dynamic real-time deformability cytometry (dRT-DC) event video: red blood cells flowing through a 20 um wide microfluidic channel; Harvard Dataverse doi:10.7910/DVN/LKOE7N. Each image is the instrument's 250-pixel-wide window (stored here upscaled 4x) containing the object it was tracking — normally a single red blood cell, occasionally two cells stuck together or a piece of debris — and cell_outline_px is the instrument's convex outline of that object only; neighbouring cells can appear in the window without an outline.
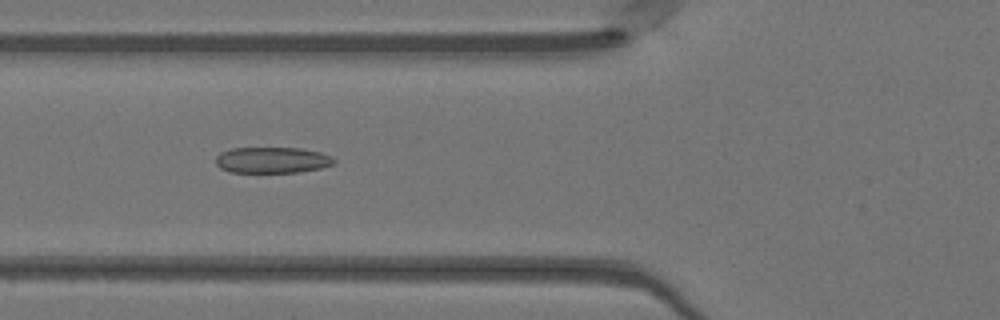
{"species": "Egyptian fruit bat (a non-hibernating species)", "species_latin": "Rousettus aegyptiacus", "temperature_condition": "warm", "stored_images_in_passage": 49, "camera_frame_rate_fps": 3000, "um_per_image_px": 0.085, "animal": {"sex": "female"}, "frame": {"image": 1, "passage_image": 19, "time_ms": 6.0, "image_size_px": [1000, 320], "cell_outline_px": [[336, 164], [320, 168], [300, 172], [228, 172], [220, 168], [216, 164], [216, 156], [220, 152], [232, 148], [300, 148], [320, 152], [332, 156], [336, 160]], "centroid_in_image_um": [23.15, 13.61], "position_along_channel_um": 102.7, "area_um2": 18.09}}
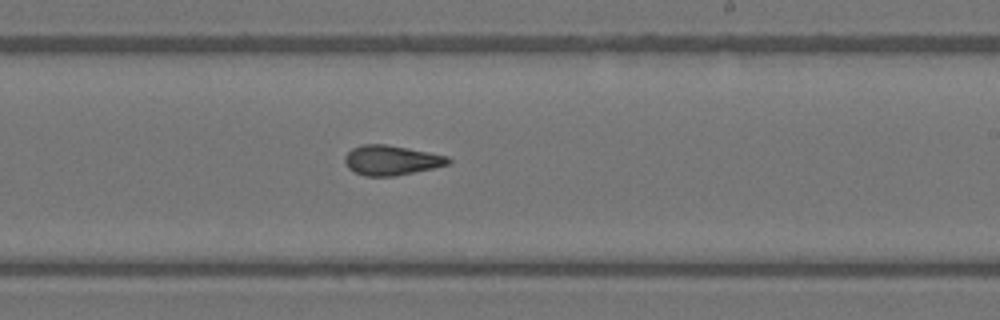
{"frame": {"image": 2, "passage_image": 30, "time_ms": 9.667, "image_size_px": [1000, 320], "cell_outline_px": [[452, 160], [448, 164], [432, 168], [396, 176], [364, 176], [348, 168], [344, 160], [344, 156], [352, 148], [364, 144], [384, 144], [408, 148], [448, 156]], "centroid_in_image_um": [33.25, 13.62], "position_along_channel_um": 255.8, "area_um2": 17.86}}
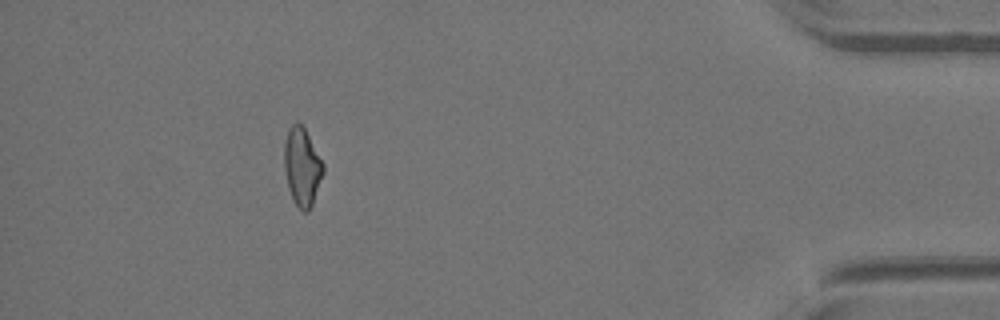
{"frame": {"image": 3, "passage_image": 45, "time_ms": 14.667, "image_size_px": [1000, 320], "cell_outline_px": [[324, 172], [312, 204], [308, 212], [304, 212], [296, 204], [288, 188], [284, 168], [284, 144], [288, 128], [292, 124], [300, 124], [304, 128], [324, 164]], "centroid_in_image_um": [25.67, 14.18], "position_along_channel_um": 409.5, "area_um2": 17.46}, "authors_computed_cell_mechanics": {"area_um2": 17.8602, "velocity_mm_per_s": 4.1712, "shape_relaxation_time_tau1_ms": 9.8446, "shape_relaxation_time_tau2_ms": 2.4315, "deformation_change_tau1": 0.2392, "deformation_change_tau2": 0.1063}}